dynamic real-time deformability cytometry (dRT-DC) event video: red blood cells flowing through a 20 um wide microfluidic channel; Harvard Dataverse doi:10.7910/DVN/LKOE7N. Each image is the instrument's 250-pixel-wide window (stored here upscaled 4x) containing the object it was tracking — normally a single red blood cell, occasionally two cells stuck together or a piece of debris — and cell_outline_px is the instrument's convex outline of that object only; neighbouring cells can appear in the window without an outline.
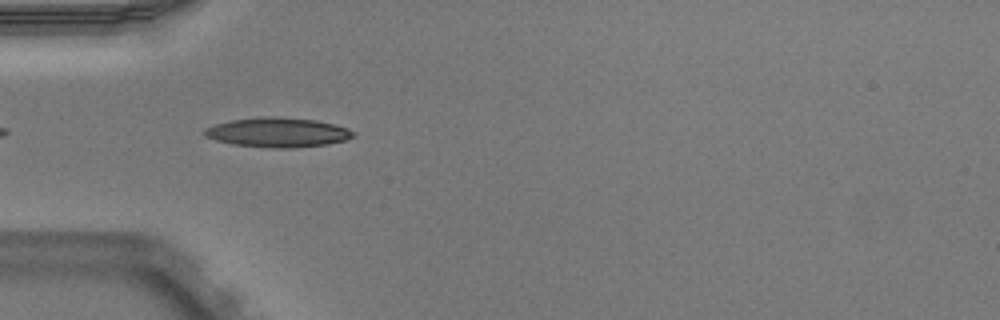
{"species": "Egyptian fruit bat (a non-hibernating species)", "species_latin": "Rousettus aegyptiacus", "temperature_condition": "warm", "stored_images_in_passage": 24, "camera_frame_rate_fps": 3000, "um_per_image_px": 0.085, "animal": {"sex": "male"}, "frame": {"image": 1, "passage_image": 3, "time_ms": 0.667, "image_size_px": [1000, 320], "cell_outline_px": [[356, 136], [344, 140], [328, 144], [292, 148], [272, 148], [232, 144], [216, 140], [204, 136], [204, 128], [216, 124], [232, 120], [264, 116], [280, 116], [316, 120], [336, 124], [348, 128], [356, 132]], "centroid_in_image_um": [23.65, 11.25], "position_along_channel_um": 61.4, "area_um2": 25.84}}
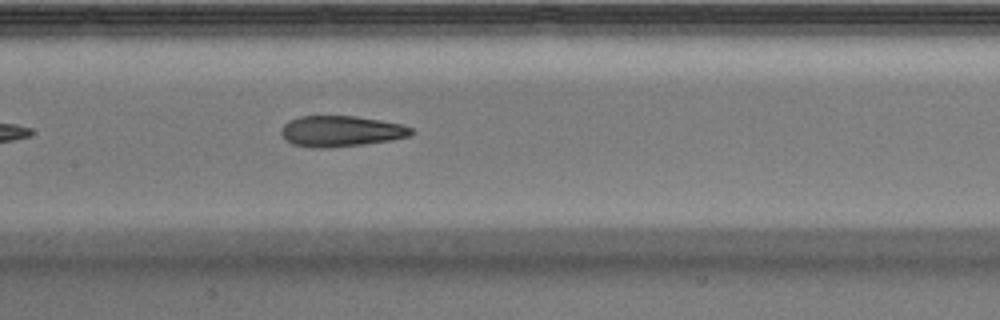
{"frame": {"image": 2, "passage_image": 12, "time_ms": 3.667, "image_size_px": [1000, 320], "cell_outline_px": [[416, 132], [412, 136], [392, 140], [364, 144], [328, 148], [312, 148], [292, 144], [280, 132], [280, 128], [288, 120], [300, 116], [356, 116], [380, 120], [400, 124], [412, 128]], "centroid_in_image_um": [29.0, 11.15], "position_along_channel_um": 178.4, "area_um2": 23.58}}
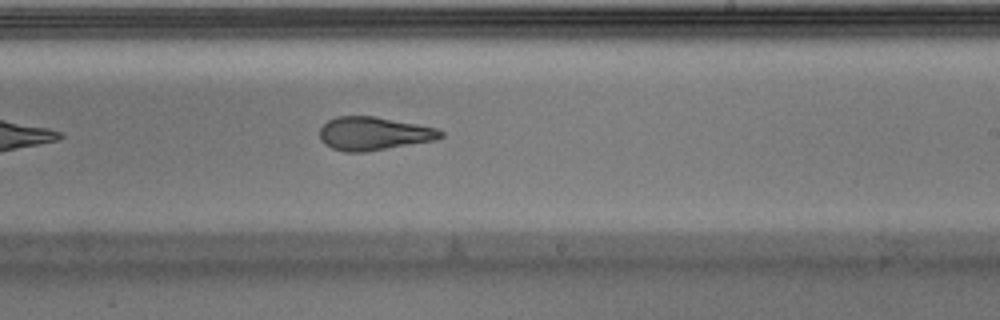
{"frame": {"image": 3, "passage_image": 18, "time_ms": 5.667, "image_size_px": [1000, 320], "cell_outline_px": [[444, 136], [436, 140], [364, 152], [344, 152], [332, 148], [324, 144], [320, 140], [320, 128], [328, 120], [336, 116], [376, 116], [436, 128], [444, 132]], "centroid_in_image_um": [31.75, 11.35], "position_along_channel_um": 257.2, "area_um2": 23.52}}